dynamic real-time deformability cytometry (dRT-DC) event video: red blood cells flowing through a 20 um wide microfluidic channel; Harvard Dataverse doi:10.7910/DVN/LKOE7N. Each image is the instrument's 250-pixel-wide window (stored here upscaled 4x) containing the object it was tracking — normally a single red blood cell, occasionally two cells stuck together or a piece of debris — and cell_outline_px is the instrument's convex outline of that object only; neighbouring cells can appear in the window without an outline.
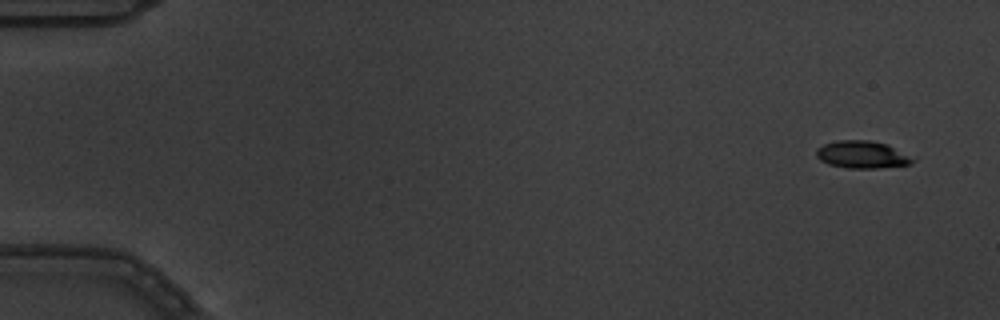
{"species": "common noctule bat (a hibernating species)", "species_latin": "Nyctalus noctula", "temperature_condition": "warm", "stored_images_in_passage": 7, "camera_frame_rate_fps": 3000, "um_per_image_px": 0.085, "animal": {"sex": "male", "body_mass_g": 19.5, "forearm_length_mm": 54.6}, "frame": {"image": 1, "passage_image": 2, "time_ms": 0.333, "image_size_px": [1000, 320], "cell_outline_px": [[916, 160], [912, 164], [880, 168], [848, 168], [828, 164], [820, 160], [816, 156], [816, 148], [824, 144], [836, 140], [868, 140], [888, 144], [916, 156]], "centroid_in_image_um": [73.36, 13.14], "position_along_channel_um": 11.6, "area_um2": 15.84}}